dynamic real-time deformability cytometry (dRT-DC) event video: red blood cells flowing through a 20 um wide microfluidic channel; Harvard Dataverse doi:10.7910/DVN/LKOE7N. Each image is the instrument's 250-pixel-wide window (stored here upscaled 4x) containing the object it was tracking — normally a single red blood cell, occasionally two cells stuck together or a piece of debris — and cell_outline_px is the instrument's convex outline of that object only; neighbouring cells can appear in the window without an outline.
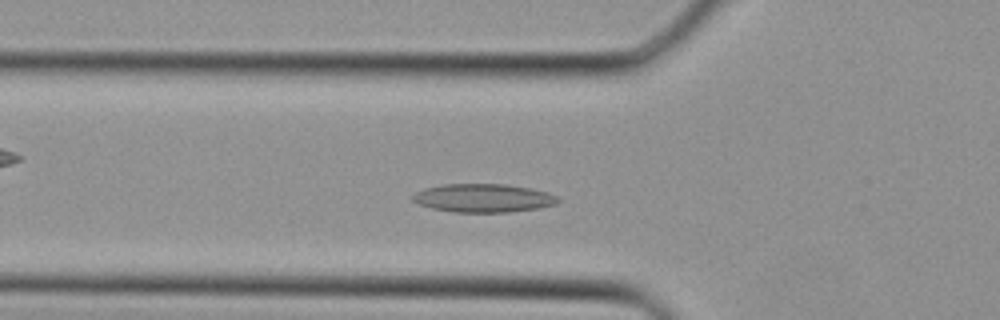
{"species": "Egyptian fruit bat (a non-hibernating species)", "species_latin": "Rousettus aegyptiacus", "temperature_condition": "cold", "stored_images_in_passage": 29, "camera_frame_rate_fps": 3000, "um_per_image_px": 0.085, "animal": {"sex": "female"}, "frame": {"image": 1, "passage_image": 5, "time_ms": 1.333, "image_size_px": [1000, 320], "cell_outline_px": [[560, 200], [556, 204], [536, 208], [508, 212], [452, 212], [432, 208], [420, 204], [412, 200], [412, 196], [416, 192], [424, 188], [444, 184], [508, 184], [532, 188], [548, 192], [556, 196]], "centroid_in_image_um": [41.09, 16.82], "position_along_channel_um": 84.7, "area_um2": 24.04}}
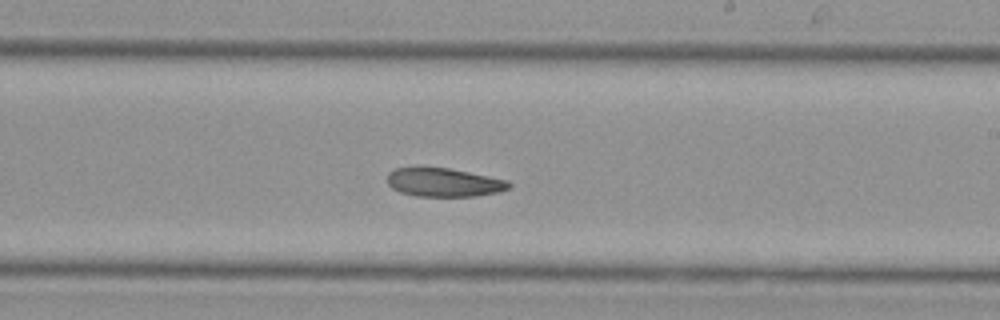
{"frame": {"image": 2, "passage_image": 14, "time_ms": 4.333, "image_size_px": [1000, 320], "cell_outline_px": [[512, 184], [508, 188], [500, 192], [476, 196], [416, 196], [400, 192], [392, 188], [388, 184], [388, 172], [396, 168], [448, 168], [508, 180]], "centroid_in_image_um": [37.74, 15.51], "position_along_channel_um": 251.3, "area_um2": 20.11}}
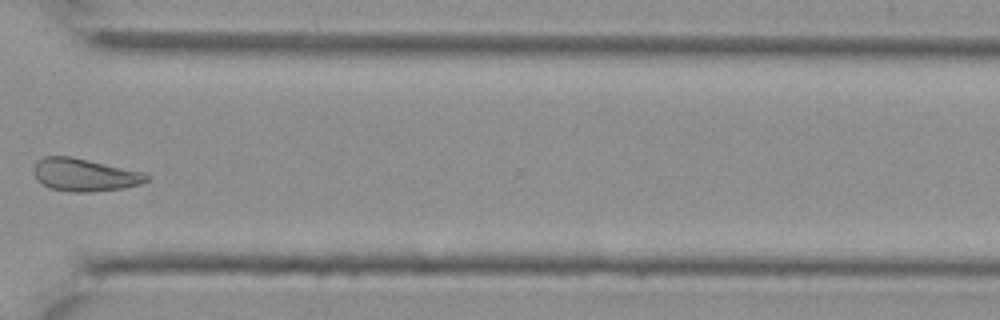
{"frame": {"image": 3, "passage_image": 20, "time_ms": 6.333, "image_size_px": [1000, 320], "cell_outline_px": [[152, 176], [148, 180], [140, 184], [124, 188], [92, 192], [68, 192], [52, 188], [40, 184], [36, 180], [32, 172], [32, 168], [36, 160], [44, 156], [68, 156], [88, 160], [144, 172]], "centroid_in_image_um": [7.15, 14.87], "position_along_channel_um": 363.5, "area_um2": 21.85}}